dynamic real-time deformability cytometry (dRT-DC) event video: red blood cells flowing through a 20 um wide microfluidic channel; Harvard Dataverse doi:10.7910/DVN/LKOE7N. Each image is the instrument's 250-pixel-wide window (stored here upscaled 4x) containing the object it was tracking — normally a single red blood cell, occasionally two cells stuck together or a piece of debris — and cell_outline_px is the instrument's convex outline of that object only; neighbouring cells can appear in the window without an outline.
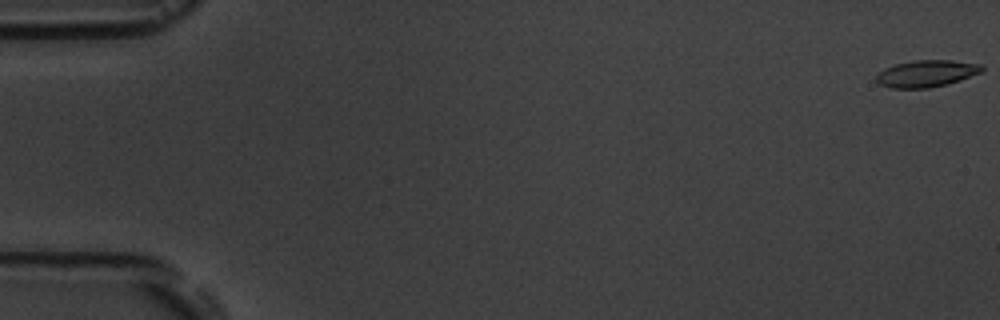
{"species": "common noctule bat (a hibernating species)", "species_latin": "Nyctalus noctula", "temperature_condition": "room temperature", "stored_images_in_passage": 9, "camera_frame_rate_fps": 3000, "um_per_image_px": 0.085, "animal": {"sex": "male", "body_mass_g": 19.5, "forearm_length_mm": 54.6}, "frame": {"image": 1, "passage_image": 1, "time_ms": 0.0, "image_size_px": [1000, 320], "cell_outline_px": [[984, 72], [948, 84], [928, 88], [892, 88], [880, 84], [876, 80], [876, 76], [884, 68], [896, 64], [916, 60], [952, 60], [980, 64], [984, 68]], "centroid_in_image_um": [78.79, 6.25], "position_along_channel_um": 6.2, "area_um2": 16.53}}
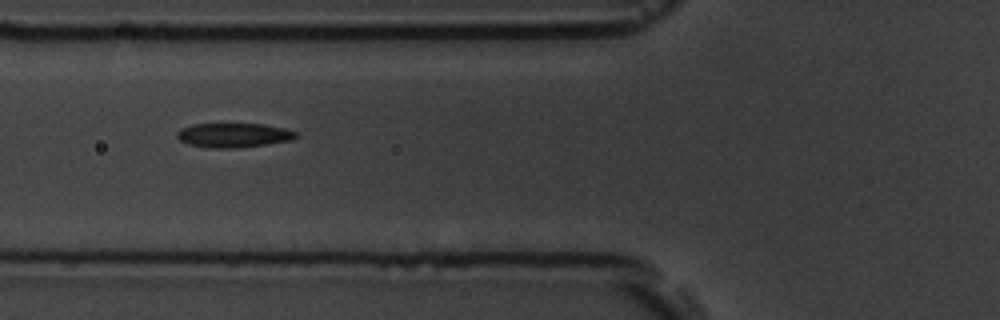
{"frame": {"image": 2, "passage_image": 7, "time_ms": 7.0, "image_size_px": [1000, 320], "cell_outline_px": [[300, 136], [292, 140], [268, 144], [236, 148], [212, 148], [188, 144], [180, 140], [176, 136], [176, 132], [180, 128], [192, 124], [264, 124], [284, 128], [296, 132]], "centroid_in_image_um": [19.86, 11.49], "position_along_channel_um": 105.9, "area_um2": 16.99}}
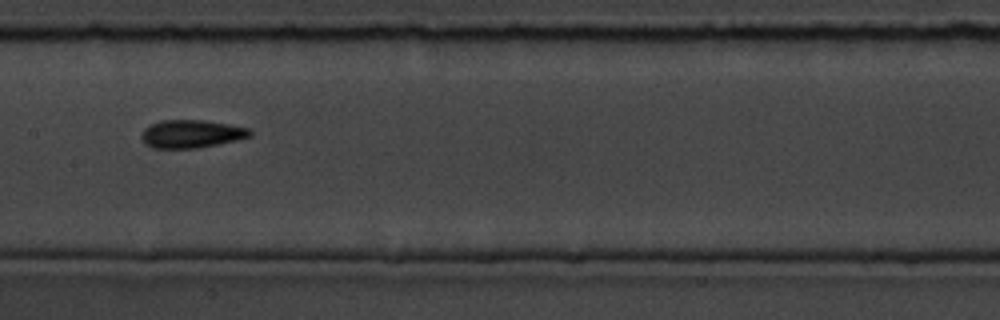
{"frame": {"image": 3, "passage_image": 9, "time_ms": 9.333, "image_size_px": [1000, 320], "cell_outline_px": [[252, 136], [236, 140], [196, 148], [152, 148], [140, 136], [144, 128], [160, 120], [204, 120], [252, 128]], "centroid_in_image_um": [16.3, 11.37], "position_along_channel_um": 191.1, "area_um2": 17.63}}